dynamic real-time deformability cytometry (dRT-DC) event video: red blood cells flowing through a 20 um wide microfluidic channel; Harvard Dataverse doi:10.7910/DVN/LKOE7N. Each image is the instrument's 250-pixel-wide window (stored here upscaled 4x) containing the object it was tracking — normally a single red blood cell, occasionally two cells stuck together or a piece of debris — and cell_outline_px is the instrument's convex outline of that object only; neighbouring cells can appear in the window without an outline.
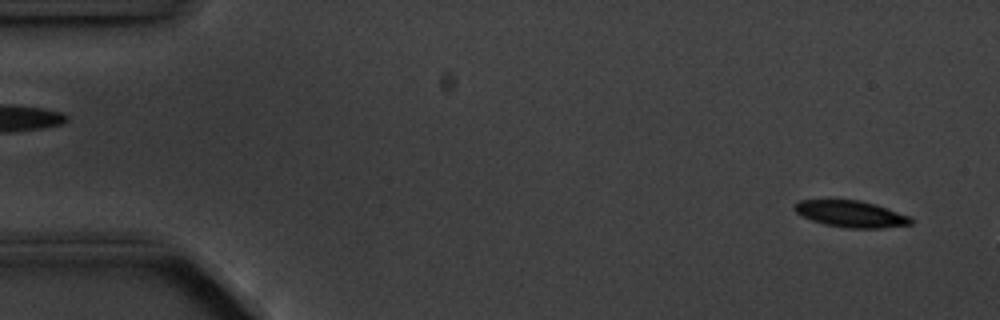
{"species": "common noctule bat (a hibernating species)", "species_latin": "Nyctalus noctula", "temperature_condition": "cold", "stored_images_in_passage": 3, "camera_frame_rate_fps": 3000, "um_per_image_px": 0.085, "animal": {"sex": "male", "body_mass_g": 20.1, "forearm_length_mm": 53.5}, "frame": {"image": 1, "passage_image": 1, "time_ms": 0.0, "image_size_px": [1000, 320], "cell_outline_px": [[912, 224], [880, 228], [848, 228], [824, 224], [812, 220], [796, 212], [792, 208], [792, 204], [800, 200], [860, 200], [876, 204], [912, 216]], "centroid_in_image_um": [72.34, 18.18], "position_along_channel_um": 12.7, "area_um2": 18.09}}